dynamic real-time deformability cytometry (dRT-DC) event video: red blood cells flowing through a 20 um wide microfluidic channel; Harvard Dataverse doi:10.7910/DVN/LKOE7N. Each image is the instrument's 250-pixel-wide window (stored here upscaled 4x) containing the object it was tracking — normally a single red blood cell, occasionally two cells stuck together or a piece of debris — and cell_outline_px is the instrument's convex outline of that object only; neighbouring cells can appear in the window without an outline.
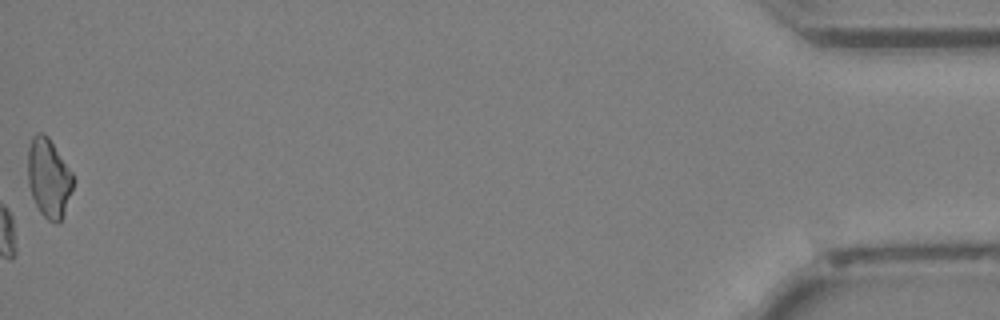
{"species": "Egyptian fruit bat (a non-hibernating species)", "species_latin": "Rousettus aegyptiacus", "temperature_condition": "cold", "stored_images_in_passage": 44, "camera_frame_rate_fps": 3000, "um_per_image_px": 0.085, "animal": {"sex": "female"}, "frame": {"image": 1, "passage_image": 44, "time_ms": 14.333, "image_size_px": [1000, 320], "cell_outline_px": [[76, 180], [64, 216], [56, 224], [48, 220], [40, 212], [32, 196], [28, 184], [28, 148], [32, 136], [36, 132], [44, 132], [48, 136], [72, 172]], "centroid_in_image_um": [4.16, 15.12], "position_along_channel_um": 431.0, "area_um2": 21.21}}